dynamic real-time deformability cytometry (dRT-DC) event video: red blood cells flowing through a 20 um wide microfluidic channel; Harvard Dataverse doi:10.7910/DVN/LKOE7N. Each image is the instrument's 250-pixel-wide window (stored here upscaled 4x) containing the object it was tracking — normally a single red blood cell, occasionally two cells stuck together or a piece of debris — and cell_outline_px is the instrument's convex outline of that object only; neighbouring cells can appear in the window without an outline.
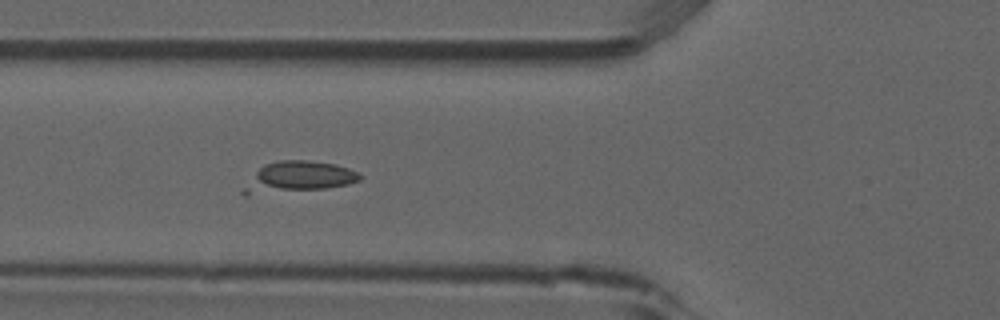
{"species": "common noctule bat (a hibernating species)", "species_latin": "Nyctalus noctula", "temperature_condition": "room temperature", "stored_images_in_passage": 9, "camera_frame_rate_fps": 3000, "um_per_image_px": 0.085, "animal": {"sex": "male", "forearm_length_mm": 52.5}, "frame": {"image": 1, "passage_image": 5, "time_ms": 1.333, "image_size_px": [1000, 320], "cell_outline_px": [[364, 176], [360, 180], [348, 184], [324, 188], [248, 196], [244, 196], [240, 192], [256, 172], [264, 164], [280, 160], [308, 160], [336, 164], [360, 172]], "centroid_in_image_um": [25.36, 15.05], "position_along_channel_um": 100.4, "area_um2": 21.1}}
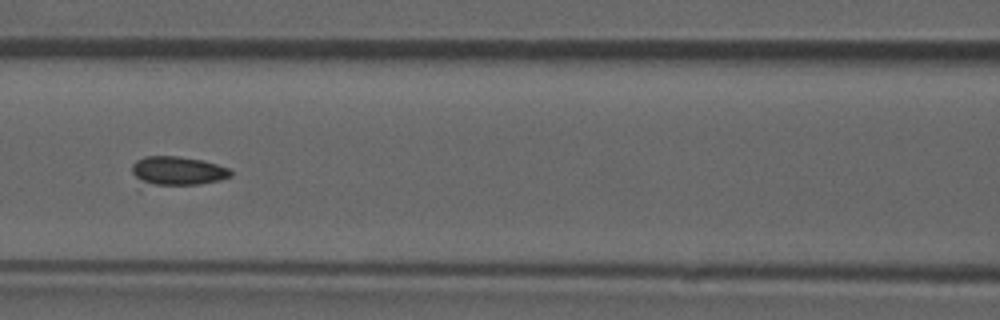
{"frame": {"image": 2, "passage_image": 6, "time_ms": 1.667, "image_size_px": [1000, 320], "cell_outline_px": [[232, 176], [220, 180], [200, 184], [144, 184], [132, 172], [132, 164], [136, 160], [144, 156], [176, 156], [204, 160], [228, 168], [232, 172]], "centroid_in_image_um": [15.11, 14.5], "position_along_channel_um": 151.5, "area_um2": 16.42}}